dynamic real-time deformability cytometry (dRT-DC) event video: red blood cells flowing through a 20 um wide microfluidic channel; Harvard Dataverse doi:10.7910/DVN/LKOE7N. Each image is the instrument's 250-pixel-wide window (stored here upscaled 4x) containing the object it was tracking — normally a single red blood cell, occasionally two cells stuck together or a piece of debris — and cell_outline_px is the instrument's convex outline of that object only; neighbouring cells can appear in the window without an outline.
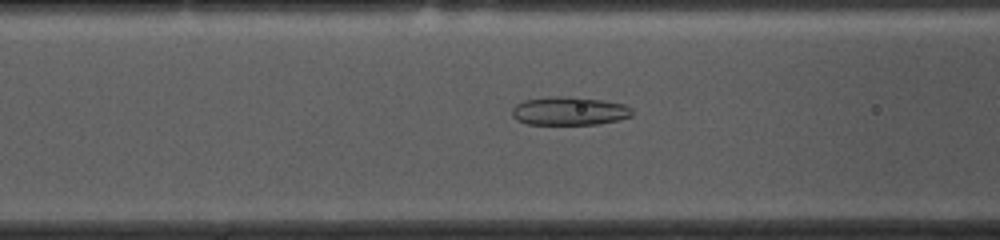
{"species": "common noctule bat (a hibernating species)", "species_latin": "Nyctalus noctula", "temperature_condition": "cold", "stored_images_in_passage": 53, "camera_frame_rate_fps": 3000, "um_per_image_px": 0.085, "animal": {"sex": "female", "body_mass_g": 10.0, "forearm_length_mm": 53.1}, "frame": {"image": 1, "passage_image": 19, "time_ms": 6.0, "image_size_px": [1000, 240], "cell_outline_px": [[632, 116], [616, 120], [596, 124], [528, 124], [516, 120], [512, 116], [512, 108], [516, 104], [524, 100], [548, 96], [560, 96], [604, 100], [624, 104], [632, 108]], "centroid_in_image_um": [48.36, 9.43], "position_along_channel_um": 118.2, "area_um2": 19.88}}
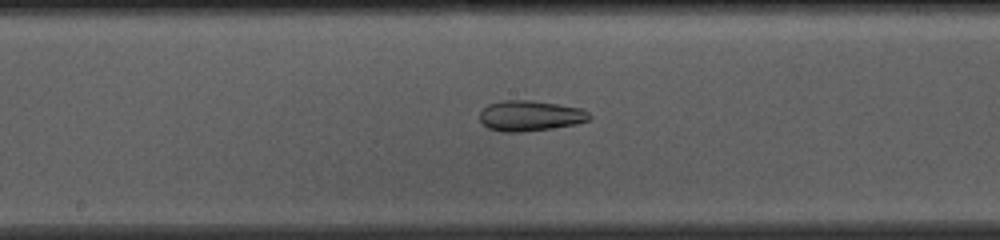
{"frame": {"image": 2, "passage_image": 26, "time_ms": 8.333, "image_size_px": [1000, 240], "cell_outline_px": [[592, 116], [588, 120], [576, 124], [552, 128], [520, 132], [504, 132], [488, 128], [480, 120], [480, 112], [488, 104], [500, 100], [532, 100], [584, 108]], "centroid_in_image_um": [45.08, 9.83], "position_along_channel_um": 203.1, "area_um2": 19.59}}
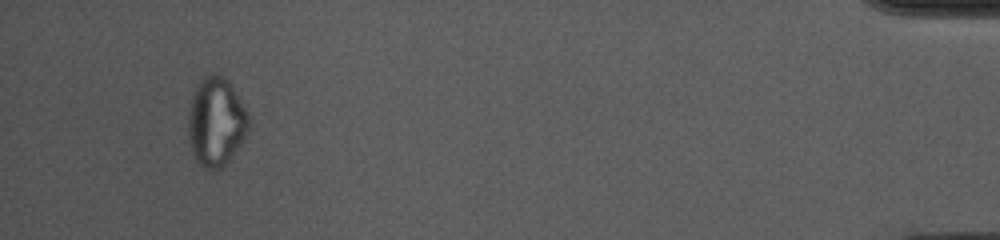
{"frame": {"image": 3, "passage_image": 50, "time_ms": 16.333, "image_size_px": [1000, 240], "cell_outline_px": [[248, 128], [244, 140], [228, 160], [220, 168], [212, 172], [208, 172], [196, 160], [192, 152], [188, 132], [188, 112], [192, 96], [200, 80], [204, 76], [212, 72], [216, 72], [228, 80], [244, 104], [248, 112]], "centroid_in_image_um": [18.36, 10.35], "position_along_channel_um": 416.8, "area_um2": 31.44}, "authors_computed_cell_mechanics": {"area_um2": 24.5072, "velocity_mm_per_s": 3.6319, "shape_relaxation_time_tau1_ms": null, "shape_relaxation_time_tau2_ms": 2.2186, "deformation_change_tau1": null, "deformation_change_tau2": 0.0786}}